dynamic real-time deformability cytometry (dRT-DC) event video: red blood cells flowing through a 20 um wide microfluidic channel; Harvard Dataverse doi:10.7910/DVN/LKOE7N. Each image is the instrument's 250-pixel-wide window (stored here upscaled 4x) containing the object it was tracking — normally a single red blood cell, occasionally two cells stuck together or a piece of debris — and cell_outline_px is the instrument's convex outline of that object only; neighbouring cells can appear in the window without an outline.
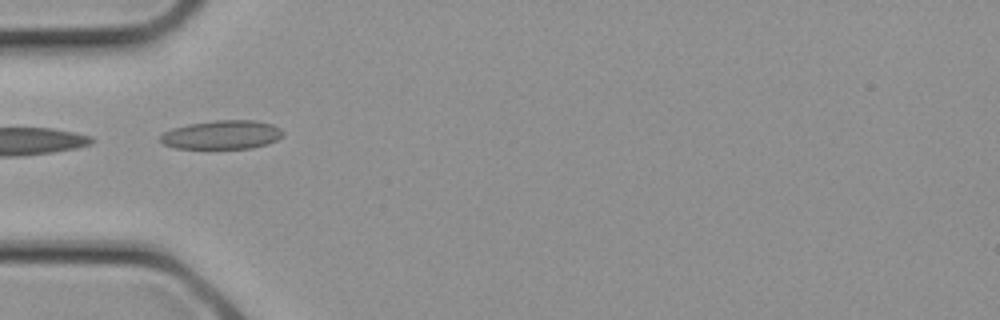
{"species": "common noctule bat (a hibernating species)", "species_latin": "Nyctalus noctula", "temperature_condition": "cold", "stored_images_in_passage": 8, "camera_frame_rate_fps": 3000, "um_per_image_px": 0.085, "animal": {"sex": "female", "body_mass_g": 21.9}, "frame": {"image": 1, "passage_image": 5, "time_ms": 1.333, "image_size_px": [1000, 320], "cell_outline_px": [[284, 132], [276, 140], [268, 144], [252, 148], [176, 148], [164, 144], [160, 140], [160, 136], [164, 132], [172, 128], [188, 124], [216, 120], [256, 120], [272, 124], [280, 128]], "centroid_in_image_um": [18.87, 11.45], "position_along_channel_um": 66.1, "area_um2": 20.52}}
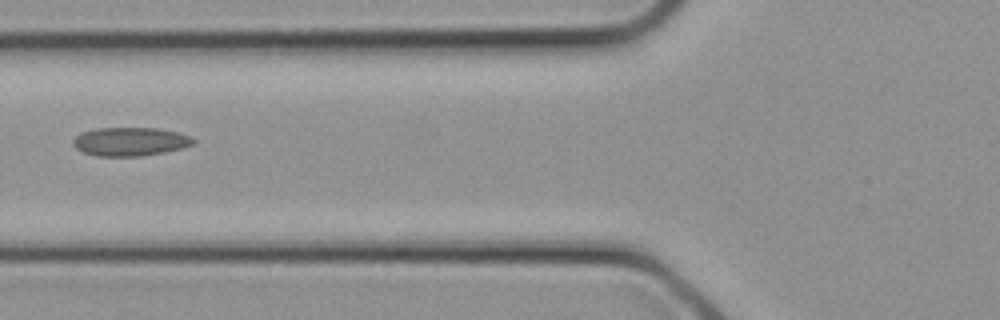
{"frame": {"image": 2, "passage_image": 7, "time_ms": 2.0, "image_size_px": [1000, 320], "cell_outline_px": [[196, 144], [184, 148], [164, 152], [140, 156], [96, 156], [84, 152], [76, 148], [72, 144], [72, 140], [76, 136], [84, 132], [96, 128], [156, 128], [176, 132], [192, 136], [196, 140]], "centroid_in_image_um": [11.11, 12.04], "position_along_channel_um": 114.7, "area_um2": 20.11}}